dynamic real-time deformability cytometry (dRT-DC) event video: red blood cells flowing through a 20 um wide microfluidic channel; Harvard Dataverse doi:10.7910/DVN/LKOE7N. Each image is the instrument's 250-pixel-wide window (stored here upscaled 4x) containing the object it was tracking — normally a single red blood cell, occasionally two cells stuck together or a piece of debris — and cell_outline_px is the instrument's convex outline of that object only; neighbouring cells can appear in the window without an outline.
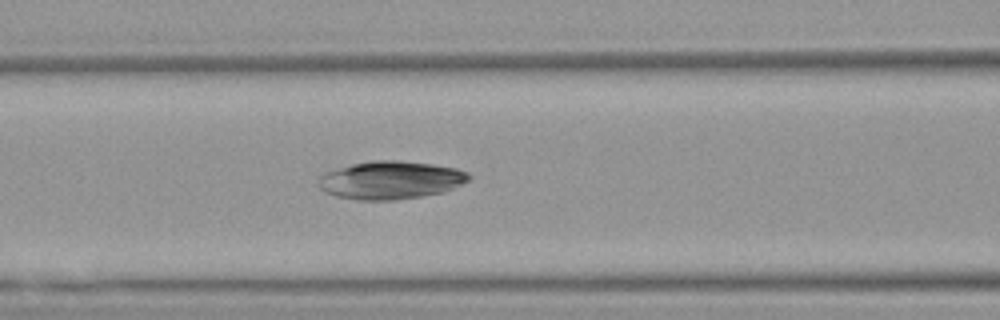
{"species": "Egyptian fruit bat (a non-hibernating species)", "species_latin": "Rousettus aegyptiacus", "temperature_condition": "warm", "stored_images_in_passage": 52, "camera_frame_rate_fps": 3000, "um_per_image_px": 0.085, "animal": {"sex": "female"}, "frame": {"image": 1, "passage_image": 21, "time_ms": 6.667, "image_size_px": [1000, 320], "cell_outline_px": [[472, 176], [468, 180], [444, 192], [396, 200], [360, 200], [336, 196], [324, 192], [320, 188], [320, 176], [328, 172], [352, 164], [372, 160], [396, 160], [432, 164], [456, 168], [468, 172]], "centroid_in_image_um": [33.23, 15.31], "position_along_channel_um": 133.4, "area_um2": 33.0}}
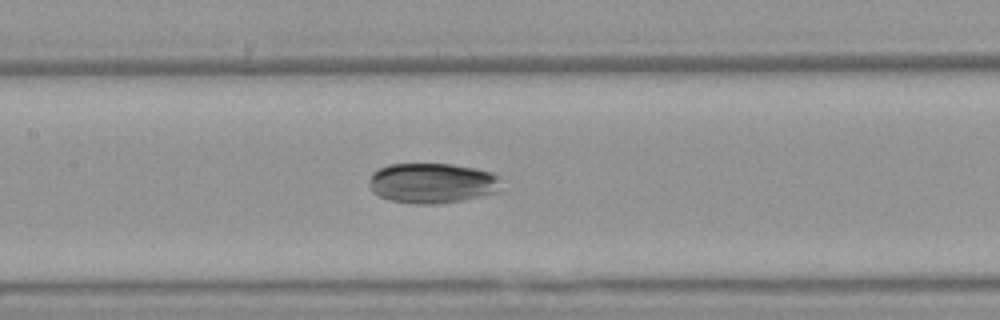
{"frame": {"image": 2, "passage_image": 24, "time_ms": 7.667, "image_size_px": [1000, 320], "cell_outline_px": [[500, 192], [460, 200], [436, 204], [416, 204], [388, 200], [372, 192], [368, 184], [368, 180], [372, 172], [388, 164], [452, 164], [476, 168], [492, 172], [496, 176]], "centroid_in_image_um": [36.68, 15.56], "position_along_channel_um": 170.7, "area_um2": 30.98}}
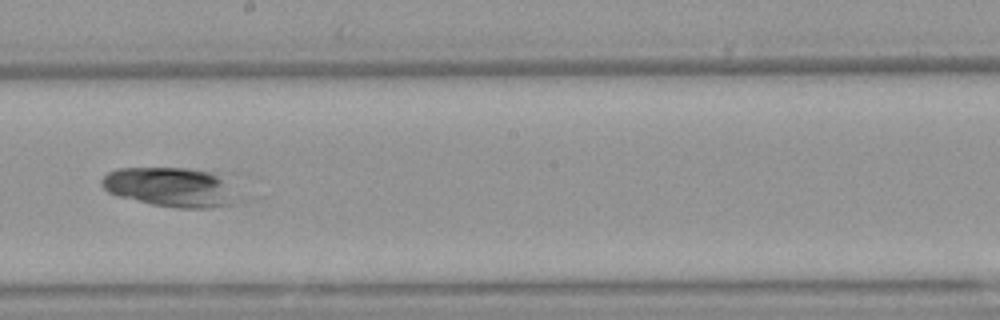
{"frame": {"image": 3, "passage_image": 29, "time_ms": 9.333, "image_size_px": [1000, 320], "cell_outline_px": [[236, 172], [232, 204], [212, 208], [180, 208], [152, 204], [116, 196], [108, 192], [100, 184], [100, 180], [108, 172], [116, 168], [188, 168]], "centroid_in_image_um": [14.66, 15.85], "position_along_channel_um": 233.5, "area_um2": 32.71}}